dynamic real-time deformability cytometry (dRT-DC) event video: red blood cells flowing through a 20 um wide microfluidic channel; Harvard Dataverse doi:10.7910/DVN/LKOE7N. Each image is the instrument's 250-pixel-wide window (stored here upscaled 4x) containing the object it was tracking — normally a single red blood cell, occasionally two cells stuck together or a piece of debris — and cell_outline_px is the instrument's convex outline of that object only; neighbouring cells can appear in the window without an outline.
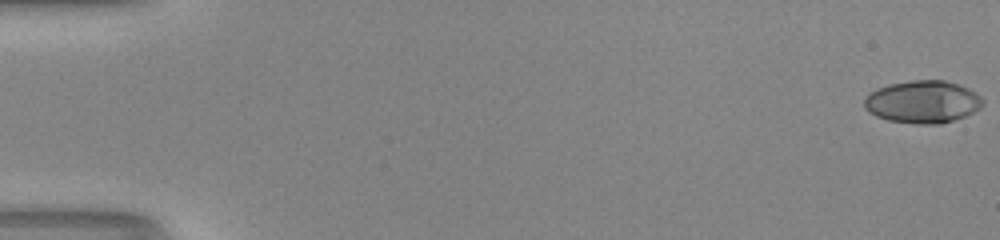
{"species": "human", "species_latin": "Homo sapiens", "temperature_condition": "room temperature", "stored_images_in_passage": 52, "camera_frame_rate_fps": 3000, "um_per_image_px": 0.085, "donor": {"sex": "male"}, "frame": {"image": 1, "passage_image": 1, "time_ms": 0.0, "image_size_px": [1000, 240], "cell_outline_px": [[984, 104], [980, 108], [964, 116], [940, 124], [916, 124], [888, 120], [876, 116], [868, 112], [864, 108], [864, 100], [872, 92], [888, 84], [912, 80], [944, 80], [960, 84], [976, 92], [984, 100]], "centroid_in_image_um": [78.45, 8.65], "position_along_channel_um": 6.5, "area_um2": 29.36}}
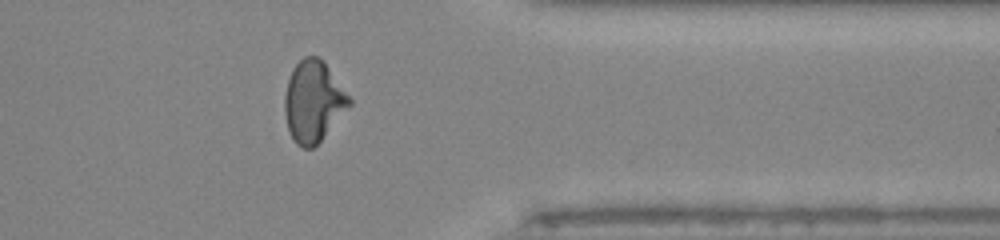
{"frame": {"image": 2, "passage_image": 43, "time_ms": 14.0, "image_size_px": [1000, 240], "cell_outline_px": [[352, 104], [320, 140], [312, 148], [304, 148], [296, 144], [288, 132], [284, 112], [284, 96], [288, 80], [292, 68], [304, 56], [320, 56], [324, 60], [352, 100]], "centroid_in_image_um": [26.62, 8.6], "position_along_channel_um": 384.8, "area_um2": 30.63}}
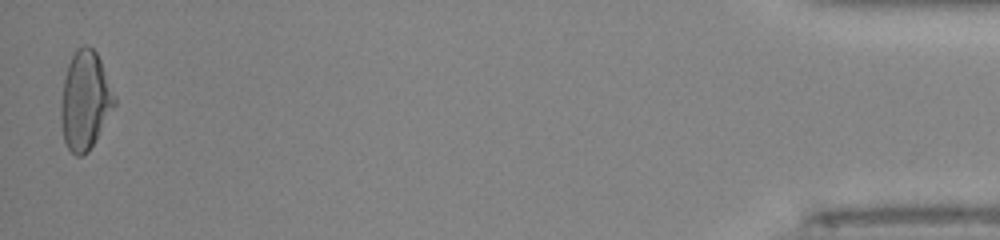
{"frame": {"image": 3, "passage_image": 52, "time_ms": 17.0, "image_size_px": [1000, 240], "cell_outline_px": [[116, 104], [88, 152], [80, 156], [76, 156], [68, 148], [64, 140], [60, 116], [60, 100], [64, 80], [68, 64], [76, 48], [84, 44], [88, 44], [96, 52], [100, 60], [116, 96]], "centroid_in_image_um": [7.22, 8.52], "position_along_channel_um": 428.0, "area_um2": 30.69}, "authors_computed_cell_mechanics": {"area_um2": 29.5936, "velocity_mm_per_s": 4.1603, "shape_relaxation_time_tau1_ms": 5.6387, "shape_relaxation_time_tau2_ms": 3.7764, "deformation_change_tau1": 0.2218, "deformation_change_tau2": 0.0717}}